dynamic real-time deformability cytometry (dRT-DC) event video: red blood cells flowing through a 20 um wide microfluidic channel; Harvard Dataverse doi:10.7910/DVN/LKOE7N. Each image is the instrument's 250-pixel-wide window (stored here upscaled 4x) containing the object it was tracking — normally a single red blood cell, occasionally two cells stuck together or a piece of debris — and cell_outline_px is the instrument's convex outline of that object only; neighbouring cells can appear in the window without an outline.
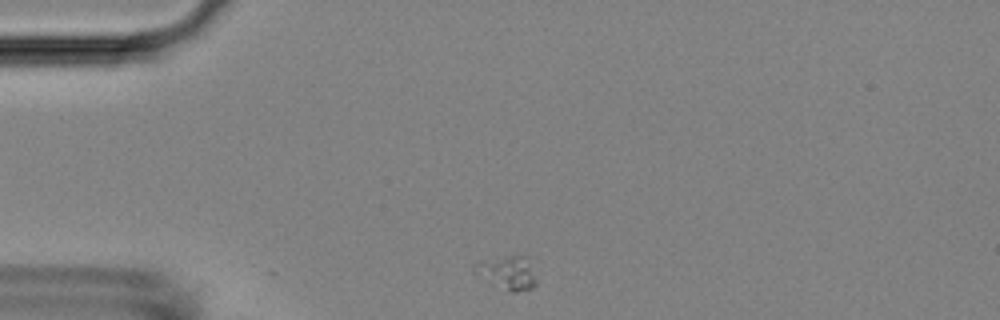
{"species": "Egyptian fruit bat (a non-hibernating species)", "species_latin": "Rousettus aegyptiacus", "temperature_condition": "room temperature", "stored_images_in_passage": 36, "camera_frame_rate_fps": 3000, "um_per_image_px": 0.085, "animal": {"sex": "female"}, "frame": {"image": 1, "passage_image": 1, "time_ms": 0.0, "image_size_px": [1000, 320], "cell_outline_px": [[536, 284], [532, 288], [516, 292], [512, 292], [472, 272], [472, 264], [480, 260], [508, 256], [524, 256], [536, 280]], "centroid_in_image_um": [43.06, 23.17], "position_along_channel_um": 41.9, "area_um2": 11.56}}
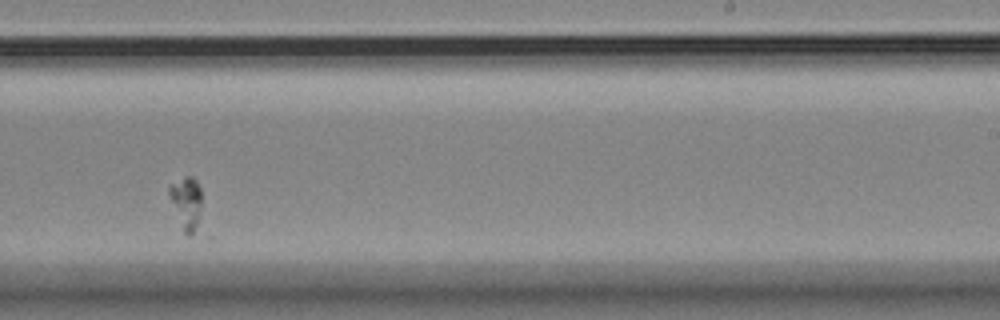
{"frame": {"image": 2, "passage_image": 23, "time_ms": 7.333, "image_size_px": [1000, 320], "cell_outline_px": [[212, 236], [188, 236], [184, 232], [168, 192], [168, 184], [184, 176], [192, 176], [196, 180], [200, 188]], "centroid_in_image_um": [16.13, 17.55], "position_along_channel_um": 272.9, "area_um2": 12.37}}
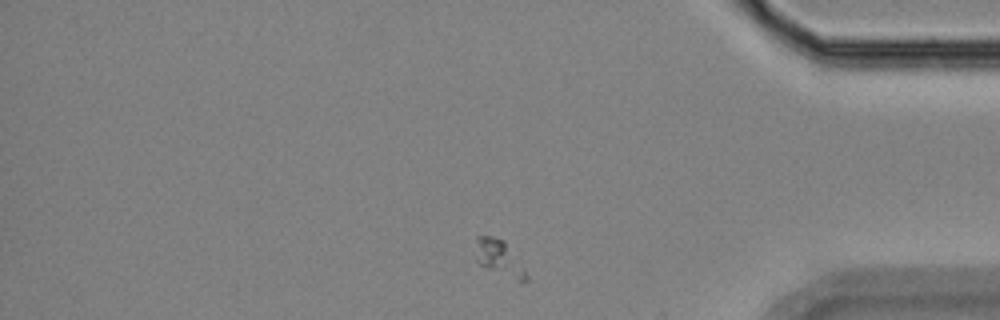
{"frame": {"image": 3, "passage_image": 35, "time_ms": 11.333, "image_size_px": [1000, 320], "cell_outline_px": [[528, 280], [524, 284], [520, 284], [480, 264], [476, 260], [476, 236], [492, 236], [504, 240], [524, 268], [528, 276]], "centroid_in_image_um": [42.48, 21.98], "position_along_channel_um": 392.7, "area_um2": 10.64}}